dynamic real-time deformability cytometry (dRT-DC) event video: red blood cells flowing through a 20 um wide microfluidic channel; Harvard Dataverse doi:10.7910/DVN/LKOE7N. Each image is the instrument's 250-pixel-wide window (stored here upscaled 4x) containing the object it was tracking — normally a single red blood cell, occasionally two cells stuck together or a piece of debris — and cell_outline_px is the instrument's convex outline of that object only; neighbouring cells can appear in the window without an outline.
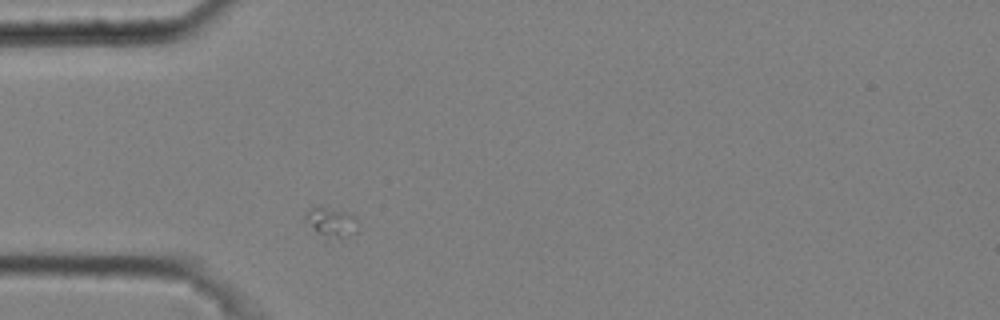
{"species": "common noctule bat (a hibernating species)", "species_latin": "Nyctalus noctula", "temperature_condition": "cold", "stored_images_in_passage": 1, "camera_frame_rate_fps": 3000, "um_per_image_px": 0.085, "animal": {"sex": "male", "body_mass_g": 20.4}, "frame": {"image": 1, "passage_image": 1, "time_ms": 0.0, "image_size_px": [1000, 320], "cell_outline_px": [[356, 232], [348, 236], [328, 244], [324, 244], [304, 216], [304, 212], [308, 208], [320, 204], [352, 212], [356, 216]], "centroid_in_image_um": [28.13, 18.93], "position_along_channel_um": 56.9, "area_um2": 10.29}}